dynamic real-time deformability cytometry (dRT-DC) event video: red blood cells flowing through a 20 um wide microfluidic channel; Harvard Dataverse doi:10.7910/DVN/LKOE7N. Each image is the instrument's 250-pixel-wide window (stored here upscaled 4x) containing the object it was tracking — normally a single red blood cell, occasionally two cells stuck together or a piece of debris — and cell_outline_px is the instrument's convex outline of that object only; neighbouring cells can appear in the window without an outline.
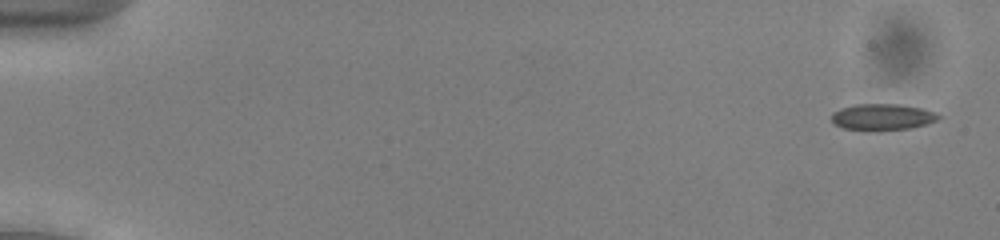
{"species": "common noctule bat (a hibernating species)", "species_latin": "Nyctalus noctula", "temperature_condition": "cold", "stored_images_in_passage": 53, "camera_frame_rate_fps": 3000, "um_per_image_px": 0.085, "animal": {"sex": "male", "body_mass_g": 13.0, "forearm_length_mm": 53.1}, "frame": {"image": 1, "passage_image": 2, "time_ms": 0.333, "image_size_px": [1000, 240], "cell_outline_px": [[940, 116], [936, 120], [924, 124], [908, 128], [844, 128], [836, 124], [832, 120], [832, 112], [840, 108], [856, 104], [900, 104], [920, 108], [932, 112]], "centroid_in_image_um": [74.97, 9.89], "position_along_channel_um": 10.0, "area_um2": 15.43}}
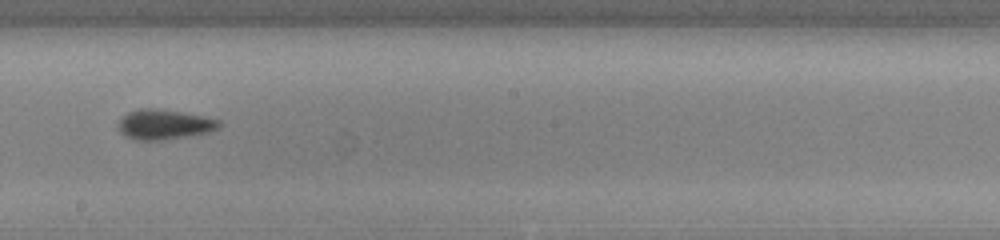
{"frame": {"image": 2, "passage_image": 31, "time_ms": 10.0, "image_size_px": [1000, 240], "cell_outline_px": [[224, 124], [220, 128], [208, 132], [188, 136], [164, 140], [136, 140], [120, 132], [116, 124], [128, 112], [140, 108], [152, 108], [180, 112], [204, 116], [220, 120]], "centroid_in_image_um": [13.99, 10.58], "position_along_channel_um": 234.2, "area_um2": 17.63}}
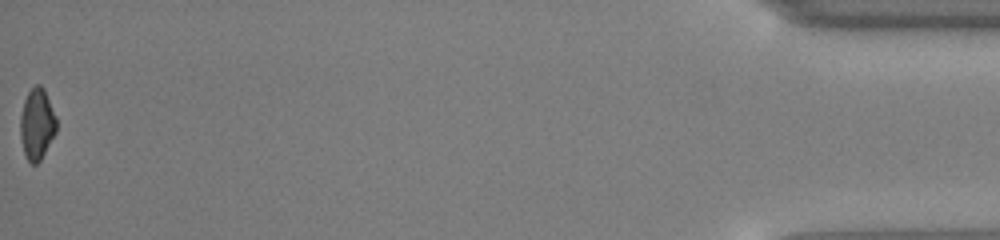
{"frame": {"image": 3, "passage_image": 53, "time_ms": 17.333, "image_size_px": [1000, 240], "cell_outline_px": [[56, 132], [40, 160], [36, 164], [32, 164], [28, 160], [24, 152], [20, 136], [20, 116], [24, 100], [28, 92], [36, 84], [40, 84], [44, 88], [56, 116]], "centroid_in_image_um": [3.14, 10.52], "position_along_channel_um": 432.1, "area_um2": 14.91}, "authors_computed_cell_mechanics": {"area_um2": 16.5886, "velocity_mm_per_s": 3.9587, "shape_relaxation_time_tau1_ms": 1.6876, "shape_relaxation_time_tau2_ms": 5.5364, "deformation_change_tau1": 0.0736, "deformation_change_tau2": 0.1059}}